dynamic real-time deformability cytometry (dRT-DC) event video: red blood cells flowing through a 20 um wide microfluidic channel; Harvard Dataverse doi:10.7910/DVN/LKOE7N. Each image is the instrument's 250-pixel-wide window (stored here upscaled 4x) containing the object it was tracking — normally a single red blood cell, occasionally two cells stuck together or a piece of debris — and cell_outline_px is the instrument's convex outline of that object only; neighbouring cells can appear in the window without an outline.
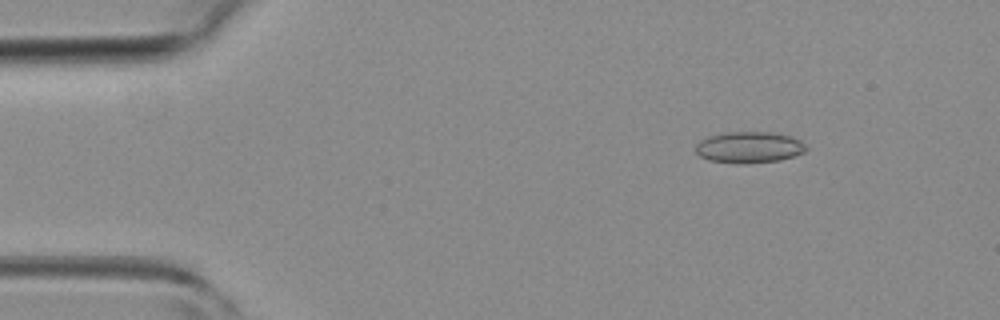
{"species": "common noctule bat (a hibernating species)", "species_latin": "Nyctalus noctula", "temperature_condition": "room temperature", "stored_images_in_passage": 5, "segment_of_instrument_passage": [2, 2], "camera_frame_rate_fps": 3000, "um_per_image_px": 0.085, "animal": {"sex": "female", "body_mass_g": 19.3, "forearm_length_mm": 54.1}, "frame": {"image": 1, "passage_image": 5, "time_ms": 5.667, "image_size_px": [1000, 320], "cell_outline_px": [[808, 148], [804, 152], [780, 160], [744, 164], [736, 164], [708, 160], [700, 156], [696, 152], [696, 144], [700, 140], [708, 136], [724, 132], [772, 132], [792, 136], [800, 140]], "centroid_in_image_um": [63.66, 12.52], "position_along_channel_um": 21.3, "area_um2": 20.35}}